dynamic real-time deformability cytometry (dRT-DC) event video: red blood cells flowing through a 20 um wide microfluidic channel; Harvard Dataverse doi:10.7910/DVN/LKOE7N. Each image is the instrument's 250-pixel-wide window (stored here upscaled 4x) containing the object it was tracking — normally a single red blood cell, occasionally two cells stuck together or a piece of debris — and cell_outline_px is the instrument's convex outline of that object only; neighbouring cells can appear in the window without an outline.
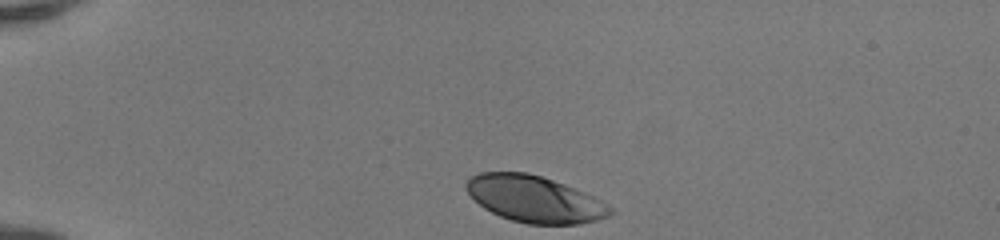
{"species": "human", "species_latin": "Homo sapiens", "temperature_condition": "room temperature", "stored_images_in_passage": 33, "camera_frame_rate_fps": 3000, "um_per_image_px": 0.085, "donor": {"sex": "female"}, "frame": {"image": 1, "passage_image": 1, "time_ms": 0.0, "image_size_px": [1000, 240], "cell_outline_px": [[612, 212], [608, 216], [596, 220], [580, 224], [528, 224], [512, 220], [500, 216], [484, 208], [468, 192], [464, 184], [472, 176], [480, 172], [528, 172], [564, 184], [584, 192], [600, 200], [612, 208]], "centroid_in_image_um": [45.43, 16.92], "position_along_channel_um": 39.6, "area_um2": 38.61}}
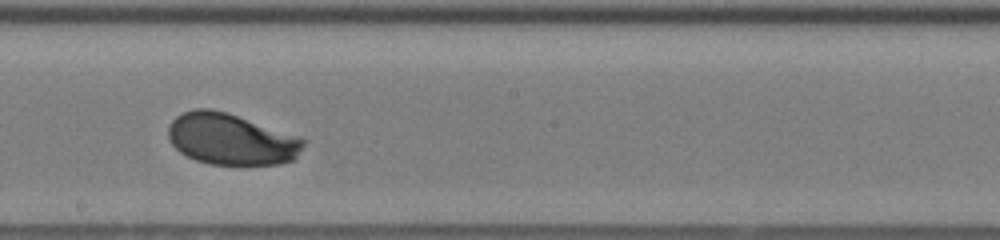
{"frame": {"image": 2, "passage_image": 19, "time_ms": 6.0, "image_size_px": [1000, 240], "cell_outline_px": [[304, 144], [296, 156], [292, 160], [280, 164], [208, 164], [196, 160], [180, 152], [172, 144], [168, 136], [168, 124], [176, 116], [192, 108], [212, 108], [228, 112], [300, 136], [304, 140]], "centroid_in_image_um": [19.62, 11.8], "position_along_channel_um": 228.6, "area_um2": 40.58}}
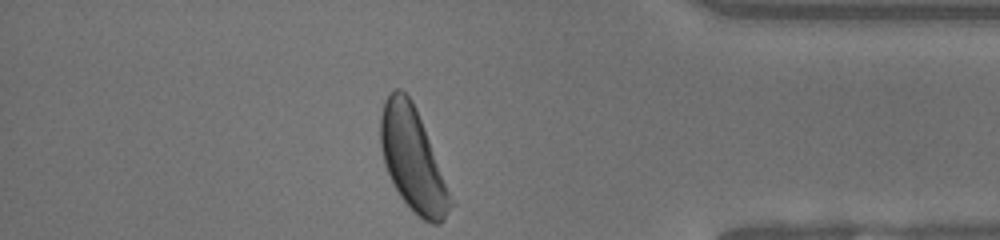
{"frame": {"image": 3, "passage_image": 33, "time_ms": 10.667, "image_size_px": [1000, 240], "cell_outline_px": [[456, 204], [444, 220], [440, 224], [432, 224], [424, 220], [400, 196], [384, 164], [380, 148], [380, 116], [384, 100], [396, 88], [400, 88], [412, 100], [416, 108]], "centroid_in_image_um": [35.11, 13.57], "position_along_channel_um": 400.1, "area_um2": 41.91}, "authors_computed_cell_mechanics": {"area_um2": 40.171, "velocity_mm_per_s": 4.1188, "shape_relaxation_time_tau1_ms": 2.1236, "shape_relaxation_time_tau2_ms": null, "deformation_change_tau1": 0.1252, "deformation_change_tau2": null}}